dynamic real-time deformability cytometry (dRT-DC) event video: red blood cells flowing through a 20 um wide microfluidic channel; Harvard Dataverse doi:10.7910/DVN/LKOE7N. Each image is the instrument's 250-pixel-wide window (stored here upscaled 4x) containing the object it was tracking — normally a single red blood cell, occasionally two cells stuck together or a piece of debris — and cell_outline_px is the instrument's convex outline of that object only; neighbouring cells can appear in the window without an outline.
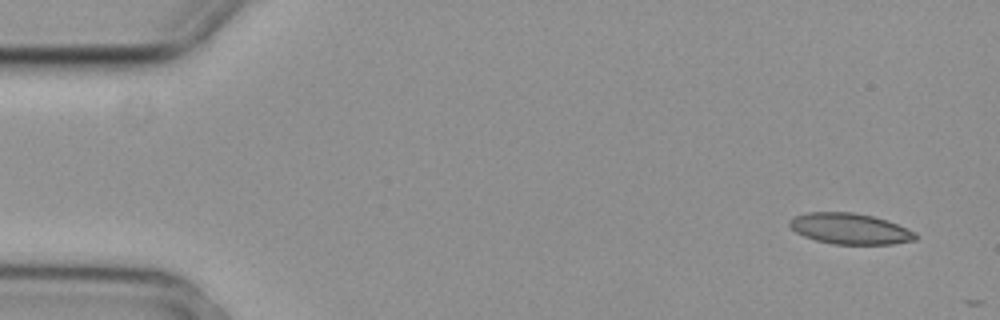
{"species": "common noctule bat (a hibernating species)", "species_latin": "Nyctalus noctula", "temperature_condition": "cold", "stored_images_in_passage": 3, "camera_frame_rate_fps": 3000, "um_per_image_px": 0.085, "animal": {"sex": "female", "body_mass_g": 29.2, "forearm_length_mm": 56.3}, "frame": {"image": 1, "passage_image": 1, "time_ms": 0.0, "image_size_px": [1000, 320], "cell_outline_px": [[916, 240], [892, 244], [832, 244], [816, 240], [804, 236], [796, 232], [788, 224], [788, 220], [792, 216], [808, 212], [852, 212], [872, 216], [896, 224], [912, 232], [916, 236]], "centroid_in_image_um": [72.16, 19.44], "position_along_channel_um": 12.8, "area_um2": 22.43}}